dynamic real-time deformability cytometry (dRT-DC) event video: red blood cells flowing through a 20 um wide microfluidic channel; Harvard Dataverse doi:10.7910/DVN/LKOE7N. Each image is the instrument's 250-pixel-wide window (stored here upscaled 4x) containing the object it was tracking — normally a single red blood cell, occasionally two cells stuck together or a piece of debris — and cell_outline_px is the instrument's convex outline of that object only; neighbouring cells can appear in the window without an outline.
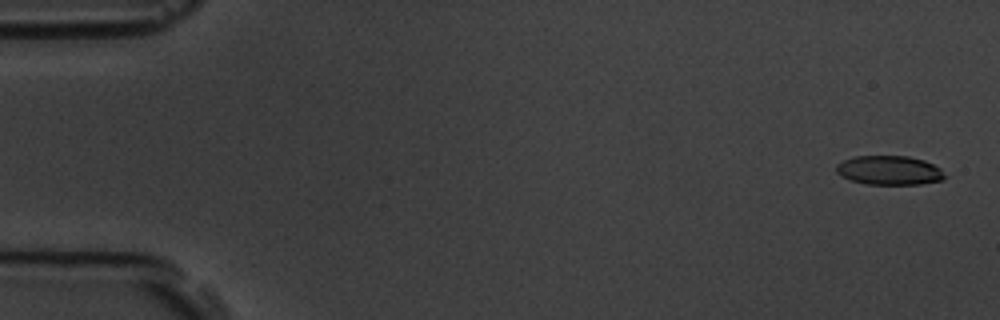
{"species": "common noctule bat (a hibernating species)", "species_latin": "Nyctalus noctula", "temperature_condition": "room temperature", "stored_images_in_passage": 4, "segment_of_instrument_passage": [2, 2], "camera_frame_rate_fps": 3000, "um_per_image_px": 0.085, "animal": {"sex": "male", "body_mass_g": 19.5, "forearm_length_mm": 54.6}, "frame": {"image": 1, "passage_image": 4, "time_ms": 3.333, "image_size_px": [1000, 320], "cell_outline_px": [[948, 176], [944, 180], [920, 184], [868, 184], [852, 180], [840, 176], [836, 172], [836, 164], [844, 160], [856, 156], [908, 156], [924, 160], [940, 168]], "centroid_in_image_um": [75.62, 14.48], "position_along_channel_um": 9.4, "area_um2": 18.5}}